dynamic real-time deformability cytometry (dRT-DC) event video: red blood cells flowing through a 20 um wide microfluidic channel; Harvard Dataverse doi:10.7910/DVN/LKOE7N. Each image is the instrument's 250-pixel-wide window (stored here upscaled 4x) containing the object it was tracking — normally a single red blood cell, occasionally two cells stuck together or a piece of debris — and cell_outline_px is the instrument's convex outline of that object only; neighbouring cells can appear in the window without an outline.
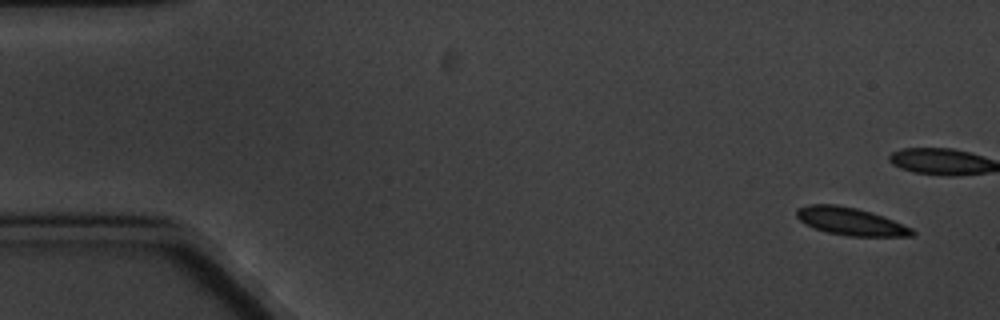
{"species": "common noctule bat (a hibernating species)", "species_latin": "Nyctalus noctula", "temperature_condition": "cold", "stored_images_in_passage": 7, "camera_frame_rate_fps": 3000, "um_per_image_px": 0.085, "animal": {"sex": "male", "body_mass_g": 20.1, "forearm_length_mm": 53.5}, "frame": {"image": 1, "passage_image": 2, "time_ms": 1.0, "image_size_px": [1000, 320], "cell_outline_px": [[916, 236], [848, 236], [828, 232], [812, 228], [804, 224], [796, 216], [796, 208], [808, 204], [836, 204], [856, 208], [872, 212], [884, 216], [912, 228], [916, 232]], "centroid_in_image_um": [72.29, 18.81], "position_along_channel_um": 12.7, "area_um2": 18.84}}
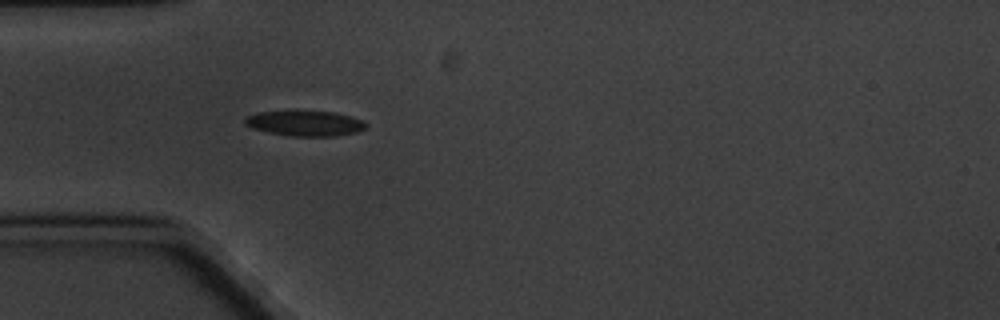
{"frame": {"image": 2, "passage_image": 7, "time_ms": 7.0, "image_size_px": [1000, 320], "cell_outline_px": [[368, 124], [364, 128], [356, 132], [336, 136], [292, 136], [268, 132], [252, 128], [244, 124], [244, 116], [256, 112], [296, 108], [332, 112], [348, 116], [360, 120]], "centroid_in_image_um": [25.82, 10.43], "position_along_channel_um": 59.2, "area_um2": 18.55}}